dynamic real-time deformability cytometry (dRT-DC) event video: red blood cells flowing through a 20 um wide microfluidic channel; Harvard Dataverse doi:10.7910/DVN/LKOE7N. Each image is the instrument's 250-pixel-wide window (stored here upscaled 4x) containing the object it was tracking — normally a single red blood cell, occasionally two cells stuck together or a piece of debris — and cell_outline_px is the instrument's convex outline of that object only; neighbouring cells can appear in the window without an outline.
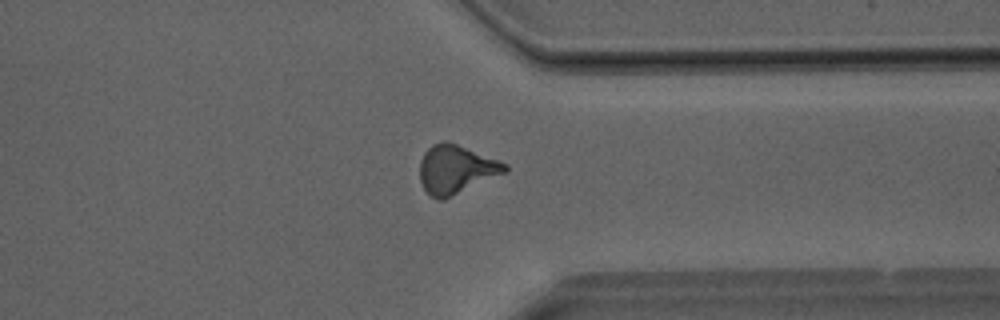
{"species": "Egyptian fruit bat (a non-hibernating species)", "species_latin": "Rousettus aegyptiacus", "temperature_condition": "room temperature", "stored_images_in_passage": 34, "camera_frame_rate_fps": 3000, "um_per_image_px": 0.085, "animal": {"sex": "male"}, "frame": {"image": 1, "passage_image": 25, "time_ms": 8.0, "image_size_px": [1000, 320], "cell_outline_px": [[508, 172], [444, 200], [440, 200], [432, 196], [424, 188], [420, 180], [420, 160], [424, 152], [432, 144], [444, 140], [448, 140], [500, 160], [508, 164]], "centroid_in_image_um": [38.79, 14.38], "position_along_channel_um": 372.6, "area_um2": 24.51}}
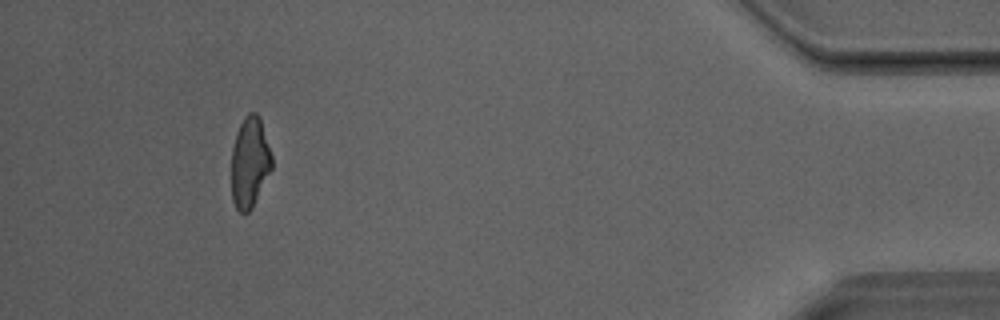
{"frame": {"image": 2, "passage_image": 31, "time_ms": 10.0, "image_size_px": [1000, 320], "cell_outline_px": [[272, 168], [252, 208], [244, 216], [236, 208], [232, 200], [232, 148], [236, 132], [244, 116], [248, 112], [256, 112], [260, 120], [272, 156]], "centroid_in_image_um": [21.21, 13.82], "position_along_channel_um": 414.0, "area_um2": 21.27}}